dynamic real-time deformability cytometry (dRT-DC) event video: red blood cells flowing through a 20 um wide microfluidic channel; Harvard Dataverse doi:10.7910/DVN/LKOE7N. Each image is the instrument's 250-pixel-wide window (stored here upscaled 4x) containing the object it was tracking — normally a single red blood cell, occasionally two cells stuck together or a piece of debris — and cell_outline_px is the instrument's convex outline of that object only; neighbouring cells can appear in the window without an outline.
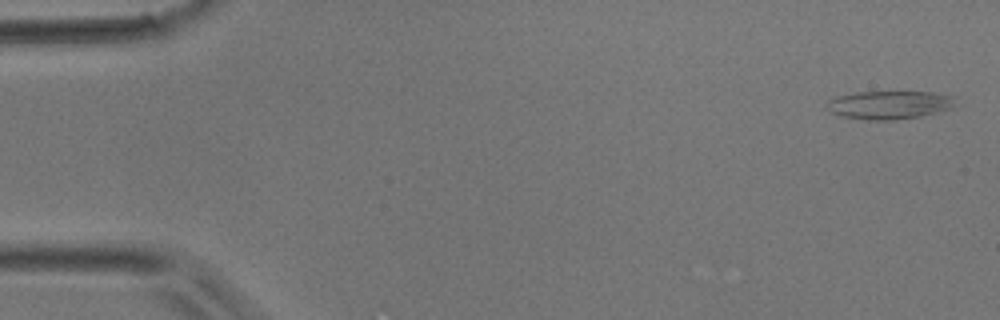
{"species": "common noctule bat (a hibernating species)", "species_latin": "Nyctalus noctula", "temperature_condition": "room temperature", "stored_images_in_passage": 44, "camera_frame_rate_fps": 3000, "um_per_image_px": 0.085, "animal": {"sex": "male", "body_mass_g": 17.9}, "frame": {"image": 1, "passage_image": 1, "time_ms": 0.0, "image_size_px": [1000, 320], "cell_outline_px": [[956, 96], [952, 108], [920, 116], [896, 120], [868, 120], [844, 116], [832, 112], [828, 108], [828, 100], [836, 96], [856, 92], [932, 92]], "centroid_in_image_um": [75.62, 8.91], "position_along_channel_um": 9.4, "area_um2": 21.04}}
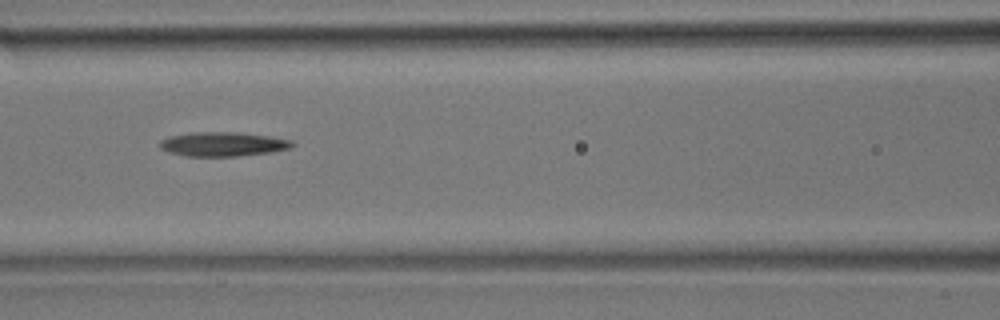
{"frame": {"image": 2, "passage_image": 19, "time_ms": 6.0, "image_size_px": [1000, 320], "cell_outline_px": [[296, 144], [292, 148], [268, 152], [236, 156], [184, 156], [168, 152], [160, 148], [160, 140], [168, 136], [192, 132], [236, 132], [268, 136], [292, 140]], "centroid_in_image_um": [18.92, 12.25], "position_along_channel_um": 147.7, "area_um2": 18.73}}
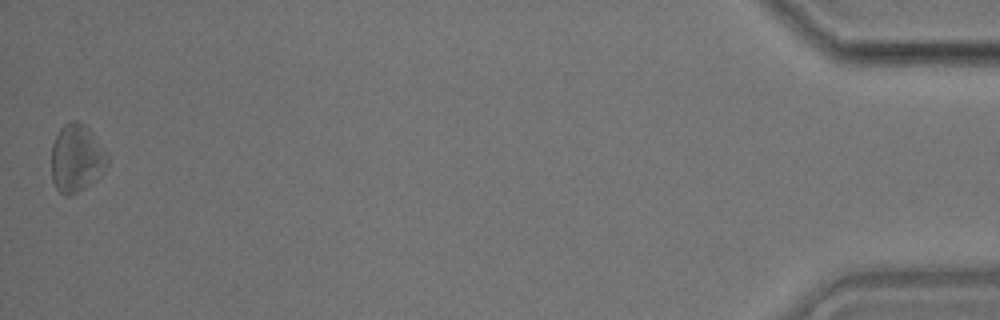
{"frame": {"image": 3, "passage_image": 44, "time_ms": 14.333, "image_size_px": [1000, 320], "cell_outline_px": [[108, 164], [88, 184], [76, 192], [68, 196], [64, 196], [56, 188], [52, 180], [52, 144], [60, 128], [64, 124], [72, 120], [76, 120], [84, 124], [92, 132], [108, 156]], "centroid_in_image_um": [6.47, 13.42], "position_along_channel_um": 428.7, "area_um2": 21.62}}